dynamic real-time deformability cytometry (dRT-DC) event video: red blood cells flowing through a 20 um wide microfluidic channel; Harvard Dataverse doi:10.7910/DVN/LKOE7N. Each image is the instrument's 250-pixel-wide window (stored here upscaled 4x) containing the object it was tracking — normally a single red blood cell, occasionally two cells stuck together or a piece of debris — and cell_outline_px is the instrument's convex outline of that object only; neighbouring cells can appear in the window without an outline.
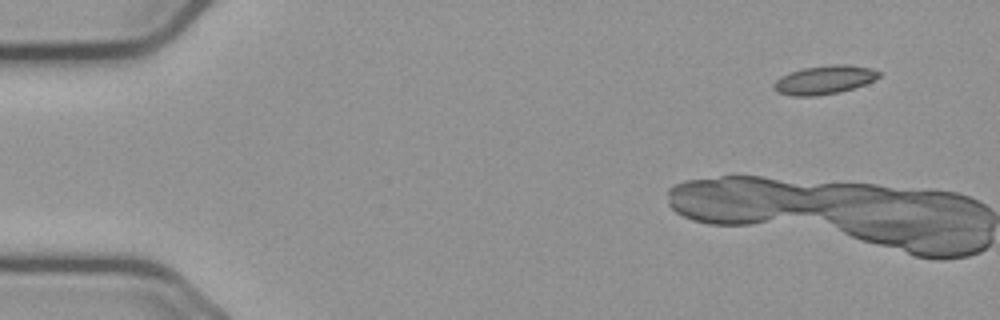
{"species": "common noctule bat (a hibernating species)", "species_latin": "Nyctalus noctula", "temperature_condition": "cold", "stored_images_in_passage": 14, "camera_frame_rate_fps": 3000, "um_per_image_px": 0.085, "animal": {"sex": "male", "body_mass_g": 23.1, "forearm_length_mm": 52.7}, "frame": {"image": 1, "passage_image": 5, "time_ms": 1.333, "image_size_px": [1000, 320], "cell_outline_px": [[880, 76], [876, 80], [840, 92], [816, 96], [792, 96], [780, 92], [772, 88], [772, 84], [780, 76], [788, 72], [804, 68], [836, 64], [848, 64], [872, 68], [880, 72]], "centroid_in_image_um": [70.07, 6.78], "position_along_channel_um": 14.9, "area_um2": 17.63}}